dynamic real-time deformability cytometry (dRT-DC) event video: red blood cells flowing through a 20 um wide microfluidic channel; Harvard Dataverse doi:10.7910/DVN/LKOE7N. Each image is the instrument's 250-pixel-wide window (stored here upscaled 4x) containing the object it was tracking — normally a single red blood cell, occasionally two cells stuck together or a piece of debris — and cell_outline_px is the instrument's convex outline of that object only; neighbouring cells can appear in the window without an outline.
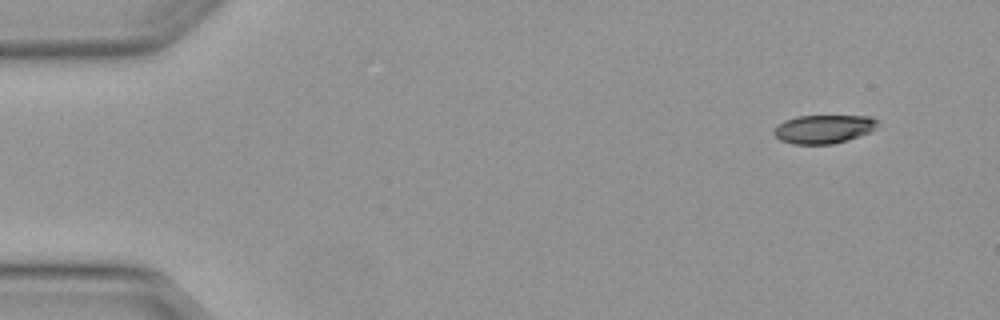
{"species": "Egyptian fruit bat (a non-hibernating species)", "species_latin": "Rousettus aegyptiacus", "temperature_condition": "warm", "stored_images_in_passage": 4, "camera_frame_rate_fps": 3000, "um_per_image_px": 0.085, "animal": {"sex": "female"}, "frame": {"image": 1, "passage_image": 1, "time_ms": 0.0, "image_size_px": [1000, 320], "cell_outline_px": [[880, 124], [876, 128], [860, 136], [848, 140], [832, 144], [792, 144], [780, 140], [772, 132], [784, 120], [796, 116], [868, 116], [880, 120]], "centroid_in_image_um": [70.04, 10.97], "position_along_channel_um": 15.0, "area_um2": 17.34}}
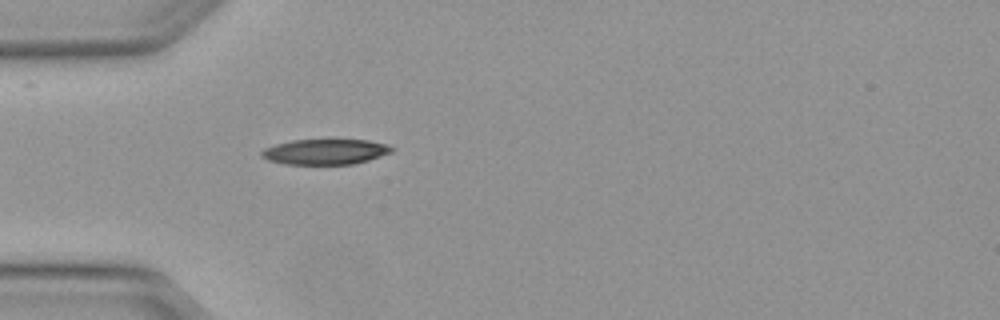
{"frame": {"image": 2, "passage_image": 4, "time_ms": 1.0, "image_size_px": [1000, 320], "cell_outline_px": [[392, 152], [368, 160], [352, 164], [284, 164], [268, 160], [260, 156], [260, 152], [264, 148], [276, 144], [292, 140], [368, 140], [388, 144], [392, 148]], "centroid_in_image_um": [27.62, 12.9], "position_along_channel_um": 57.4, "area_um2": 19.19}}